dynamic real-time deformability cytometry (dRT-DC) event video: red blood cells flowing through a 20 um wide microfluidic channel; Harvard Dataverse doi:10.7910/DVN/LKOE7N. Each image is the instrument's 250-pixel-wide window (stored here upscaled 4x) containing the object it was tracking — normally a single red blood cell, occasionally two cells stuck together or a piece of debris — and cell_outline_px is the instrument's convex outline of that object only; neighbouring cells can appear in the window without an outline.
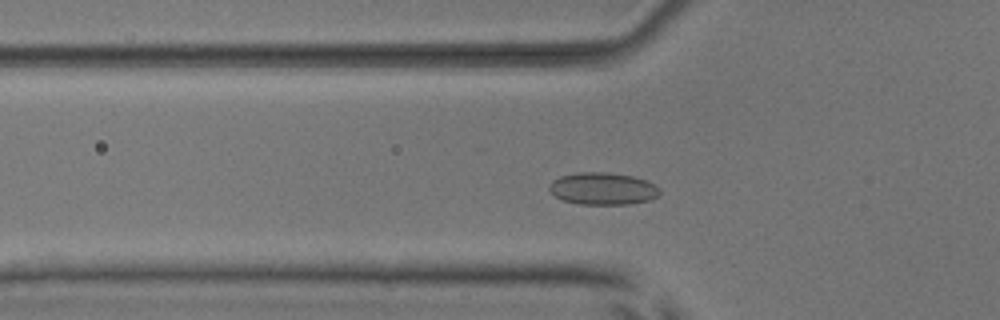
{"species": "common noctule bat (a hibernating species)", "species_latin": "Nyctalus noctula", "temperature_condition": "room temperature", "stored_images_in_passage": 38, "camera_frame_rate_fps": 3000, "um_per_image_px": 0.085, "animal": {"sex": "male", "body_mass_g": 17.9, "forearm_length_mm": 54.2}, "frame": {"image": 1, "passage_image": 2, "time_ms": 0.333, "image_size_px": [1000, 320], "cell_outline_px": [[660, 192], [656, 196], [648, 200], [628, 204], [580, 204], [564, 200], [556, 196], [548, 188], [548, 184], [552, 180], [560, 176], [580, 172], [608, 172], [632, 176], [644, 180], [660, 188]], "centroid_in_image_um": [51.2, 16.02], "position_along_channel_um": 74.6, "area_um2": 20.52}}
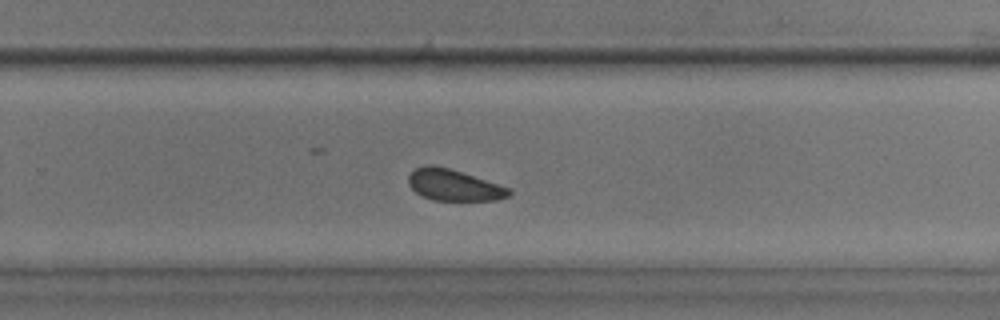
{"frame": {"image": 2, "passage_image": 19, "time_ms": 6.0, "image_size_px": [1000, 320], "cell_outline_px": [[512, 192], [508, 196], [496, 200], [432, 200], [416, 192], [408, 184], [408, 176], [416, 168], [424, 164], [432, 164], [448, 168], [508, 188]], "centroid_in_image_um": [38.51, 15.73], "position_along_channel_um": 291.3, "area_um2": 17.92}}
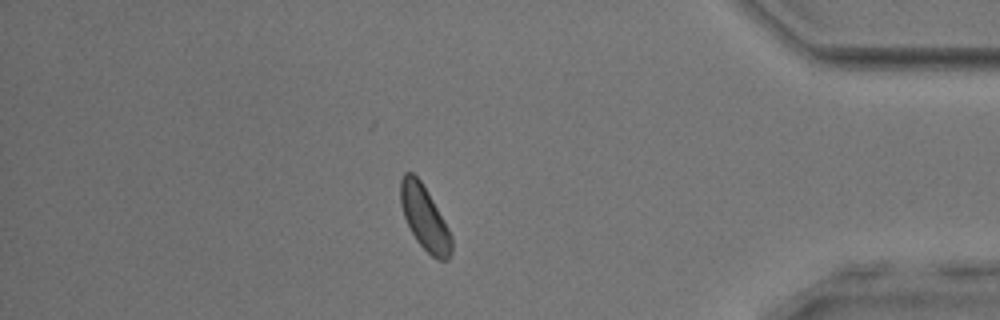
{"frame": {"image": 3, "passage_image": 30, "time_ms": 9.667, "image_size_px": [1000, 320], "cell_outline_px": [[452, 252], [448, 260], [436, 260], [416, 240], [404, 216], [400, 204], [400, 180], [404, 172], [412, 172], [420, 180], [448, 228], [452, 236]], "centroid_in_image_um": [36.08, 18.54], "position_along_channel_um": 399.1, "area_um2": 18.73}}